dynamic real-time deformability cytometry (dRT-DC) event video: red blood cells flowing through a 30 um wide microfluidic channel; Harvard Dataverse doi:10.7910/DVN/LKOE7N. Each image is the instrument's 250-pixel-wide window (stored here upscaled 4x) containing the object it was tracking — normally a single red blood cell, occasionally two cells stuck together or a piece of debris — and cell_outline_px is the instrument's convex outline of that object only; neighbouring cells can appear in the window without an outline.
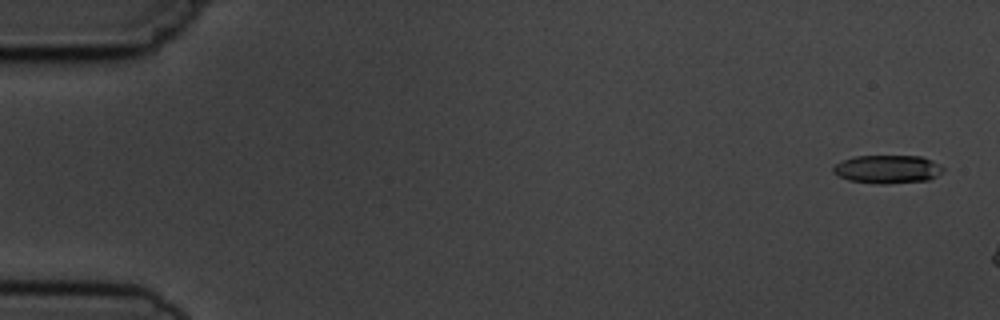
{"species": "common noctule bat (a hibernating species)", "species_latin": "Nyctalus noctula", "temperature_condition": "cold", "stored_images_in_passage": 3, "camera_frame_rate_fps": 3000, "um_per_image_px": 0.085, "animal": {"sex": "male", "body_mass_g": 19.5, "forearm_length_mm": 54.6}, "frame": {"image": 1, "passage_image": 1, "time_ms": 0.0, "image_size_px": [1000, 320], "cell_outline_px": [[944, 172], [928, 180], [888, 184], [880, 184], [848, 180], [832, 172], [832, 168], [836, 164], [852, 156], [920, 156], [932, 160], [940, 164], [944, 168]], "centroid_in_image_um": [75.46, 14.38], "position_along_channel_um": 9.5, "area_um2": 18.21}}